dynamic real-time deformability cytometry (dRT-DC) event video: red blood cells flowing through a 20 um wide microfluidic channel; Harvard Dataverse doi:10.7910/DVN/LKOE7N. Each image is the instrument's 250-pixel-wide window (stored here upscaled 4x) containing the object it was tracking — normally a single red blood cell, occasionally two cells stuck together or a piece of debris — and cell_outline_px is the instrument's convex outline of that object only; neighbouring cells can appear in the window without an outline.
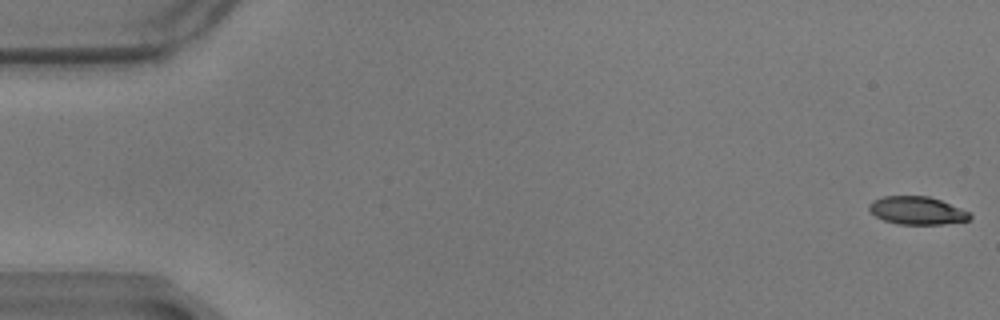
{"species": "common noctule bat (a hibernating species)", "species_latin": "Nyctalus noctula", "temperature_condition": "warm", "stored_images_in_passage": 10, "camera_frame_rate_fps": 3000, "um_per_image_px": 0.085, "animal": {"sex": "male", "body_mass_g": 17.9}, "frame": {"image": 1, "passage_image": 1, "time_ms": 0.0, "image_size_px": [1000, 320], "cell_outline_px": [[972, 216], [968, 220], [940, 224], [896, 224], [884, 220], [876, 216], [868, 208], [868, 204], [872, 200], [884, 196], [928, 196], [940, 200], [972, 212]], "centroid_in_image_um": [77.95, 17.89], "position_along_channel_um": 7.0, "area_um2": 16.42}}